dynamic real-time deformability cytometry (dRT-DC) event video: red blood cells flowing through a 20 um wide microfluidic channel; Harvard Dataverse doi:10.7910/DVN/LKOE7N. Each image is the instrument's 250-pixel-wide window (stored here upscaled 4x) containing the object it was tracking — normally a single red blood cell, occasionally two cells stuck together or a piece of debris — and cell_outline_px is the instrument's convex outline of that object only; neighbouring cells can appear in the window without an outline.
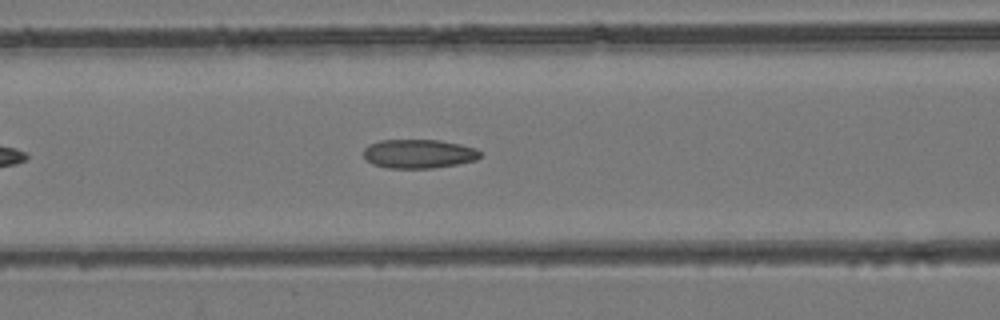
{"species": "common noctule bat (a hibernating species)", "species_latin": "Nyctalus noctula", "temperature_condition": "room temperature", "stored_images_in_passage": 8, "camera_frame_rate_fps": 3000, "um_per_image_px": 0.085, "animal": {"sex": "female", "body_mass_g": 24.6, "forearm_length_mm": 56.2}, "frame": {"image": 1, "passage_image": 5, "time_ms": 1.333, "image_size_px": [1000, 320], "cell_outline_px": [[480, 156], [476, 160], [456, 164], [432, 168], [388, 168], [372, 164], [364, 156], [364, 148], [368, 144], [380, 140], [440, 140], [460, 144], [476, 148], [480, 152]], "centroid_in_image_um": [35.58, 13.06], "position_along_channel_um": 131.0, "area_um2": 19.65}}